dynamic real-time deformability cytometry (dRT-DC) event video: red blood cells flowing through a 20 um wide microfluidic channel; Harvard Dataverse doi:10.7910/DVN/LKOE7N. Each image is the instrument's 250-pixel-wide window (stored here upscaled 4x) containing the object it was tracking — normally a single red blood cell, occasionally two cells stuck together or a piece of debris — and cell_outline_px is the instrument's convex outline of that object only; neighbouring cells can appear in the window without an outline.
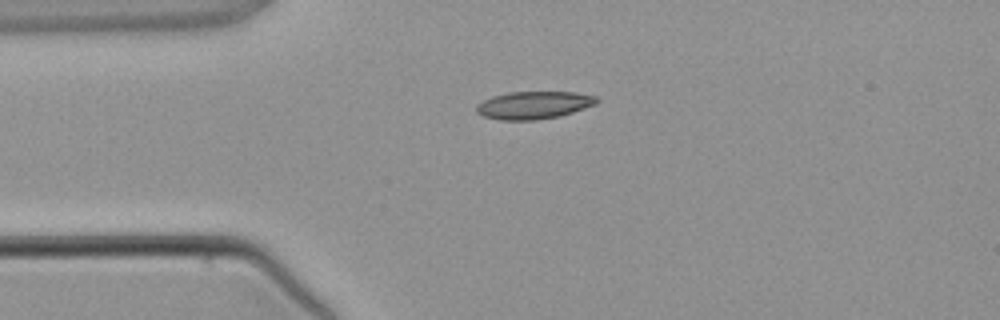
{"species": "common noctule bat (a hibernating species)", "species_latin": "Nyctalus noctula", "temperature_condition": "warm", "stored_images_in_passage": 6, "camera_frame_rate_fps": 3000, "um_per_image_px": 0.085, "animal": {"sex": "male", "body_mass_g": 21.5, "forearm_length_mm": 52.0}, "frame": {"image": 1, "passage_image": 6, "time_ms": 6.0, "image_size_px": [1000, 320], "cell_outline_px": [[600, 100], [596, 104], [560, 116], [536, 120], [500, 120], [484, 116], [476, 112], [476, 104], [492, 96], [508, 92], [576, 92], [596, 96]], "centroid_in_image_um": [45.37, 8.93], "position_along_channel_um": 39.6, "area_um2": 19.42}}